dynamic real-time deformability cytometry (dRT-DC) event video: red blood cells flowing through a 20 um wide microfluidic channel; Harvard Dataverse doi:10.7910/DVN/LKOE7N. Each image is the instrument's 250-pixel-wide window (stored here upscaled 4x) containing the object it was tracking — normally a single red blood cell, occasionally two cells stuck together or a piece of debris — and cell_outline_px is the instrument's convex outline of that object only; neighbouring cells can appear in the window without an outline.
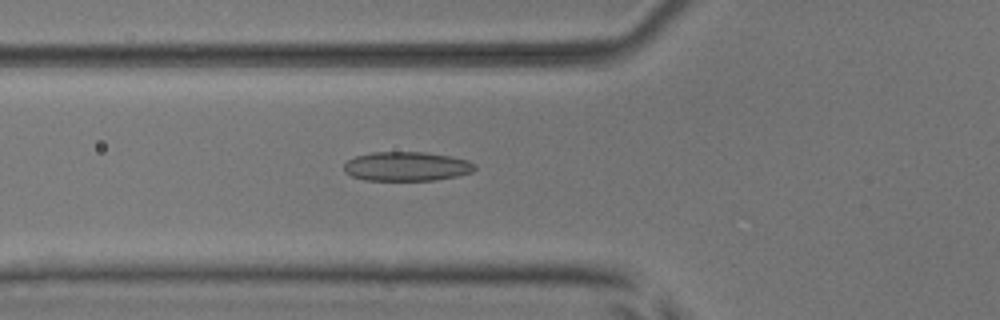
{"species": "common noctule bat (a hibernating species)", "species_latin": "Nyctalus noctula", "temperature_condition": "room temperature", "stored_images_in_passage": 39, "camera_frame_rate_fps": 3000, "um_per_image_px": 0.085, "animal": {"sex": "male", "body_mass_g": 17.9, "forearm_length_mm": 54.2}, "frame": {"image": 1, "passage_image": 6, "time_ms": 1.667, "image_size_px": [1000, 320], "cell_outline_px": [[476, 168], [472, 172], [456, 176], [436, 180], [364, 180], [352, 176], [344, 172], [344, 164], [348, 160], [356, 156], [372, 152], [424, 152], [452, 156], [468, 160], [476, 164]], "centroid_in_image_um": [34.58, 14.14], "position_along_channel_um": 91.2, "area_um2": 22.37}}
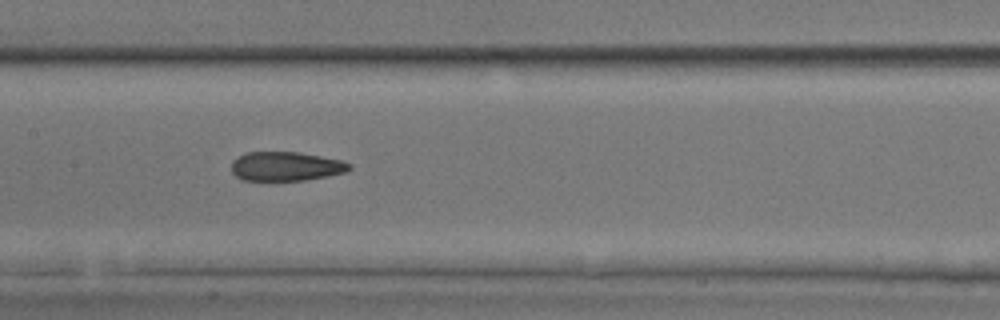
{"frame": {"image": 2, "passage_image": 13, "time_ms": 4.0, "image_size_px": [1000, 320], "cell_outline_px": [[352, 168], [348, 172], [328, 176], [304, 180], [240, 180], [232, 172], [232, 160], [248, 152], [300, 152], [340, 160], [352, 164]], "centroid_in_image_um": [24.33, 14.14], "position_along_channel_um": 183.1, "area_um2": 20.06}}
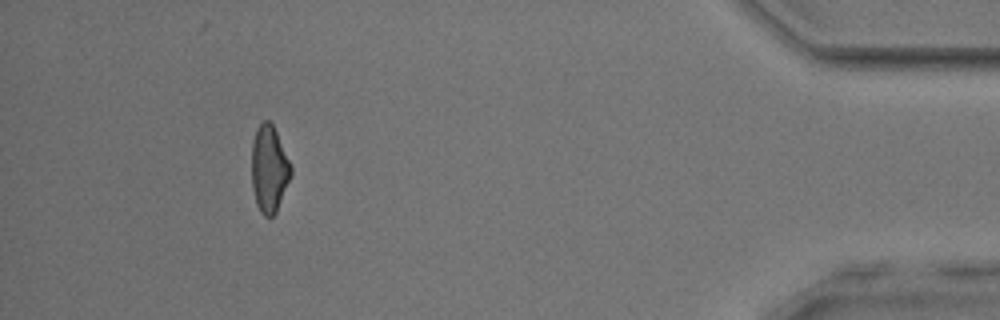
{"frame": {"image": 3, "passage_image": 35, "time_ms": 11.333, "image_size_px": [1000, 320], "cell_outline_px": [[292, 172], [276, 212], [272, 216], [264, 216], [260, 212], [256, 204], [252, 188], [252, 140], [256, 128], [264, 120], [268, 120], [272, 124], [292, 164]], "centroid_in_image_um": [22.87, 14.35], "position_along_channel_um": 412.3, "area_um2": 19.88}, "authors_computed_cell_mechanics": {"area_um2": 20.7502, "velocity_mm_per_s": 3.9244, "shape_relaxation_time_tau1_ms": 10.5655, "shape_relaxation_time_tau2_ms": 2.8025, "deformation_change_tau1": 0.225, "deformation_change_tau2": 0.1182}}